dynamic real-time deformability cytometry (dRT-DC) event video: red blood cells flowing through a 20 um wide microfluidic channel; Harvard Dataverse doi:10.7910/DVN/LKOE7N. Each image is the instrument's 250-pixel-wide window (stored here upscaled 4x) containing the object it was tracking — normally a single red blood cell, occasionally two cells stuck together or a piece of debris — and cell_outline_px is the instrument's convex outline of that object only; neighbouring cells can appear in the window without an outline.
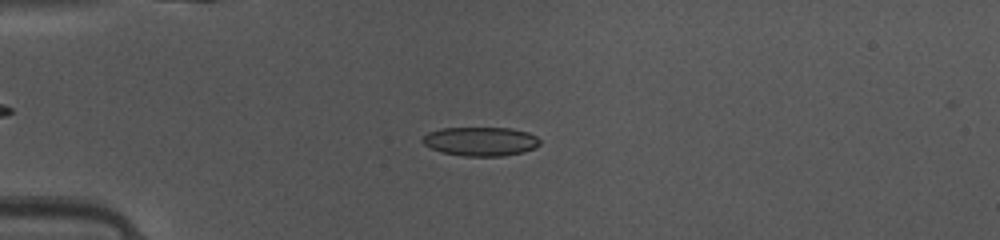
{"species": "common noctule bat (a hibernating species)", "species_latin": "Nyctalus noctula", "temperature_condition": "warm", "stored_images_in_passage": 34, "camera_frame_rate_fps": 3000, "um_per_image_px": 0.085, "animal": {"sex": "female", "body_mass_g": 10.0, "forearm_length_mm": 53.1}, "frame": {"image": 1, "passage_image": 2, "time_ms": 0.333, "image_size_px": [1000, 240], "cell_outline_px": [[540, 144], [524, 152], [504, 156], [464, 156], [440, 152], [424, 144], [420, 140], [428, 132], [440, 128], [512, 128], [528, 132], [536, 136], [540, 140]], "centroid_in_image_um": [40.84, 12.02], "position_along_channel_um": 44.2, "area_um2": 19.88}}
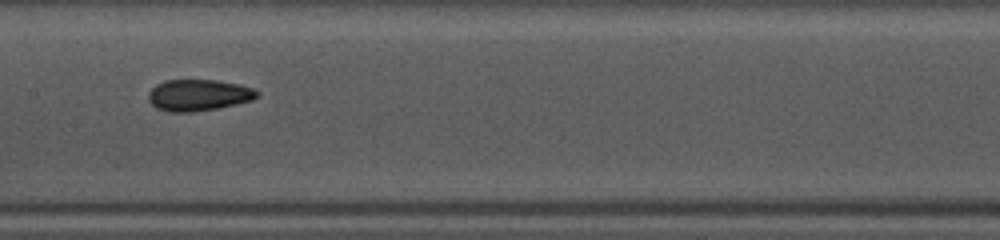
{"frame": {"image": 2, "passage_image": 14, "time_ms": 4.333, "image_size_px": [1000, 240], "cell_outline_px": [[260, 96], [252, 100], [236, 104], [216, 108], [192, 112], [172, 112], [156, 108], [148, 100], [148, 92], [156, 84], [164, 80], [216, 80], [240, 84], [252, 88], [260, 92]], "centroid_in_image_um": [16.88, 8.08], "position_along_channel_um": 190.5, "area_um2": 20.0}}
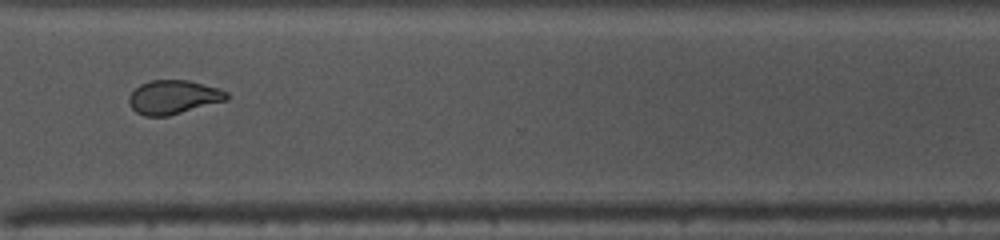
{"frame": {"image": 3, "passage_image": 26, "time_ms": 8.333, "image_size_px": [1000, 240], "cell_outline_px": [[228, 100], [168, 116], [144, 116], [136, 112], [132, 108], [128, 100], [128, 96], [140, 84], [152, 80], [188, 80], [216, 88], [228, 92]], "centroid_in_image_um": [14.72, 8.26], "position_along_channel_um": 355.9, "area_um2": 19.19}, "authors_computed_cell_mechanics": {"area_um2": 19.5075, "velocity_mm_per_s": 4.148, "shape_relaxation_time_tau1_ms": null, "shape_relaxation_time_tau2_ms": 1.7312, "deformation_change_tau1": null, "deformation_change_tau2": 0.0769}}